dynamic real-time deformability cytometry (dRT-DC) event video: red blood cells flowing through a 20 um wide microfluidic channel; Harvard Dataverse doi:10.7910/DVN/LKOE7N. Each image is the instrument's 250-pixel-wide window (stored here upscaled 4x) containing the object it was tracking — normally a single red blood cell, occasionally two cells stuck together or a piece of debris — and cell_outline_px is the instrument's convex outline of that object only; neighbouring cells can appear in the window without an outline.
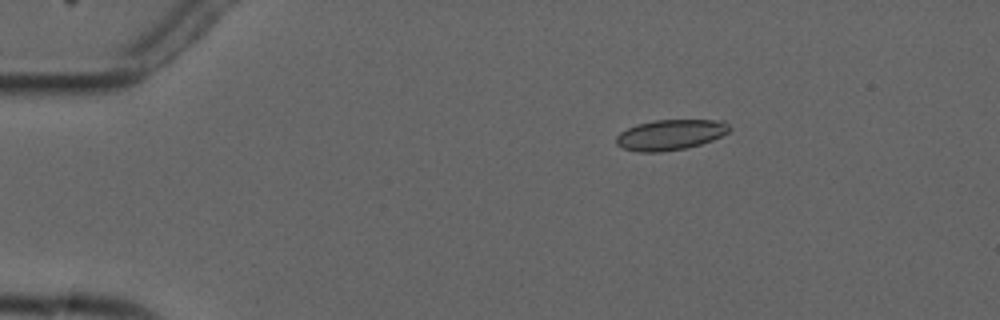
{"species": "common noctule bat (a hibernating species)", "species_latin": "Nyctalus noctula", "temperature_condition": "cold", "stored_images_in_passage": 5, "camera_frame_rate_fps": 3000, "um_per_image_px": 0.085, "animal": {"sex": "male", "forearm_length_mm": 52.5}, "frame": {"image": 1, "passage_image": 3, "time_ms": 2.333, "image_size_px": [1000, 320], "cell_outline_px": [[732, 128], [728, 132], [712, 140], [688, 148], [660, 152], [636, 152], [624, 148], [616, 144], [616, 136], [620, 132], [636, 124], [652, 120], [724, 120]], "centroid_in_image_um": [56.98, 11.45], "position_along_channel_um": 28.0, "area_um2": 20.23}}